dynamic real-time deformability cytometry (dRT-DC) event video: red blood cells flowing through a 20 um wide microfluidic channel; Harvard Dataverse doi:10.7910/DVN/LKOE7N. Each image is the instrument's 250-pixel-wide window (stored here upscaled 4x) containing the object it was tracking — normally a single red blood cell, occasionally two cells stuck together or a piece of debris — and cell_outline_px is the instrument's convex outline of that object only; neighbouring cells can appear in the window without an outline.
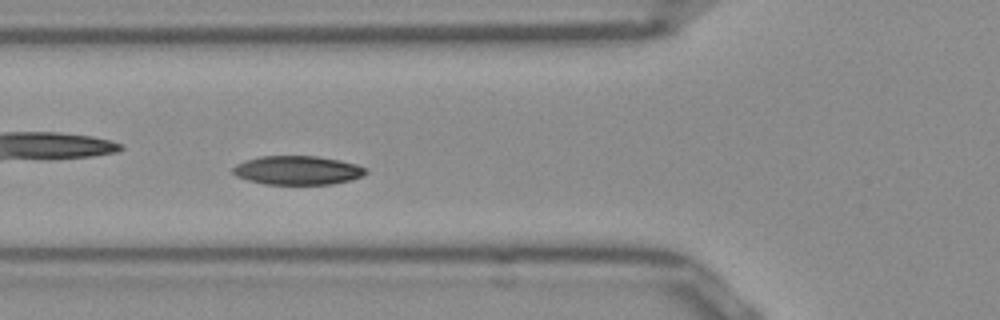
{"species": "Egyptian fruit bat (a non-hibernating species)", "species_latin": "Rousettus aegyptiacus", "temperature_condition": "room temperature", "stored_images_in_passage": 49, "camera_frame_rate_fps": 3000, "um_per_image_px": 0.085, "frame": {"image": 1, "passage_image": 15, "time_ms": 4.667, "image_size_px": [1000, 320], "cell_outline_px": [[368, 172], [352, 180], [332, 184], [264, 184], [248, 180], [236, 176], [232, 172], [232, 168], [236, 164], [244, 160], [260, 156], [316, 156], [340, 160], [356, 164], [368, 168]], "centroid_in_image_um": [25.29, 14.47], "position_along_channel_um": 100.5, "area_um2": 22.48}}
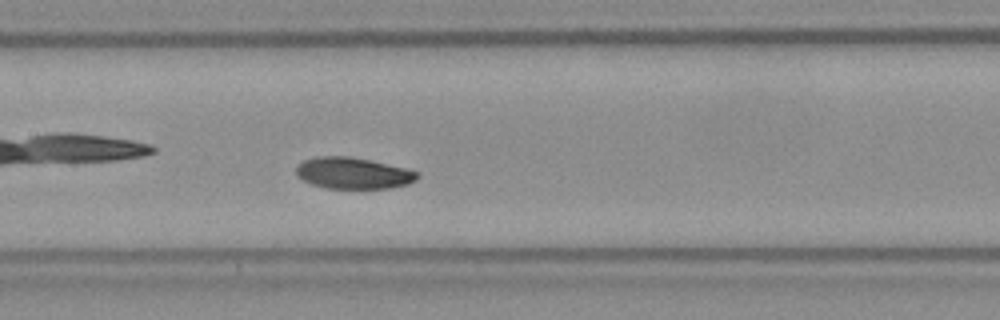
{"frame": {"image": 2, "passage_image": 21, "time_ms": 6.667, "image_size_px": [1000, 320], "cell_outline_px": [[420, 176], [416, 180], [408, 184], [392, 188], [324, 188], [312, 184], [296, 176], [296, 168], [304, 160], [320, 156], [348, 156], [368, 160], [404, 168], [420, 172]], "centroid_in_image_um": [30.03, 14.73], "position_along_channel_um": 177.4, "area_um2": 22.02}}
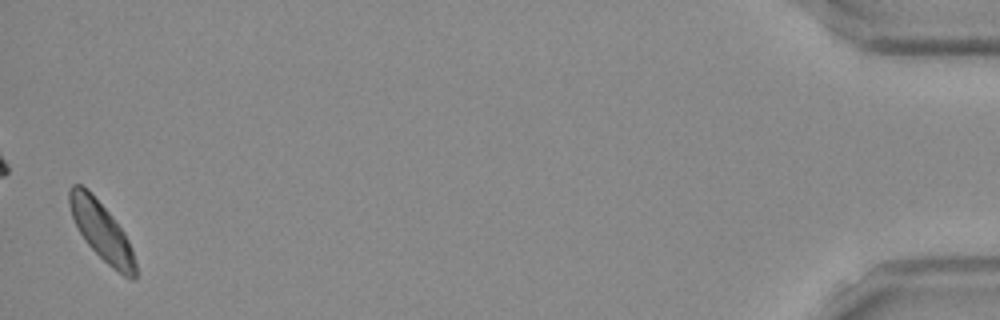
{"frame": {"image": 3, "passage_image": 48, "time_ms": 15.667, "image_size_px": [1000, 320], "cell_outline_px": [[136, 280], [132, 280], [124, 276], [112, 268], [84, 240], [72, 216], [68, 204], [68, 188], [72, 184], [80, 184], [88, 188], [112, 216], [124, 232], [132, 248], [136, 264]], "centroid_in_image_um": [8.62, 19.62], "position_along_channel_um": 426.6, "area_um2": 22.48}, "authors_computed_cell_mechanics": {"area_um2": 22.253, "velocity_mm_per_s": 3.8231, "shape_relaxation_time_tau1_ms": 1.9322, "shape_relaxation_time_tau2_ms": null, "deformation_change_tau1": 0.072, "deformation_change_tau2": null}}